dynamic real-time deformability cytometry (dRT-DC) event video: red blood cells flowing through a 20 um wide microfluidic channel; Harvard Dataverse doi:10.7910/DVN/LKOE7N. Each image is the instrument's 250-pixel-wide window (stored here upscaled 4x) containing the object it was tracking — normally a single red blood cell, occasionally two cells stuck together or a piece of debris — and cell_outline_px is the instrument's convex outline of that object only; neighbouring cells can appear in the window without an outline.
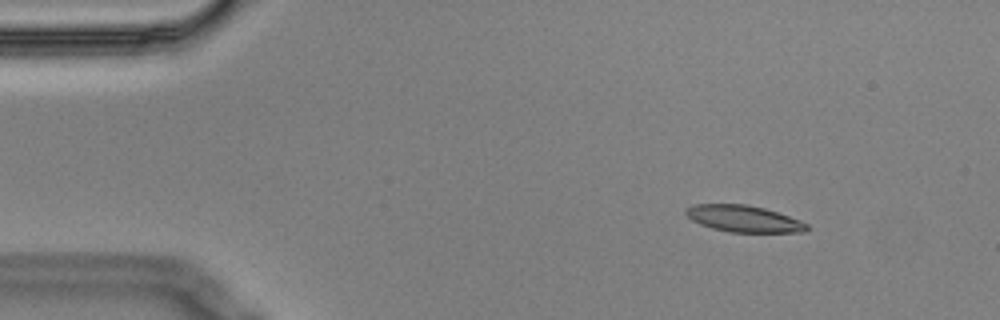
{"species": "Egyptian fruit bat (a non-hibernating species)", "species_latin": "Rousettus aegyptiacus", "temperature_condition": "cold", "stored_images_in_passage": 7, "camera_frame_rate_fps": 3000, "um_per_image_px": 0.085, "animal": {"sex": "male"}, "frame": {"image": 1, "passage_image": 2, "time_ms": 0.333, "image_size_px": [1000, 320], "cell_outline_px": [[812, 228], [804, 232], [728, 232], [712, 228], [700, 224], [692, 220], [684, 212], [684, 208], [696, 204], [748, 204], [764, 208], [800, 220], [808, 224]], "centroid_in_image_um": [63.22, 18.59], "position_along_channel_um": 21.8, "area_um2": 18.84}}
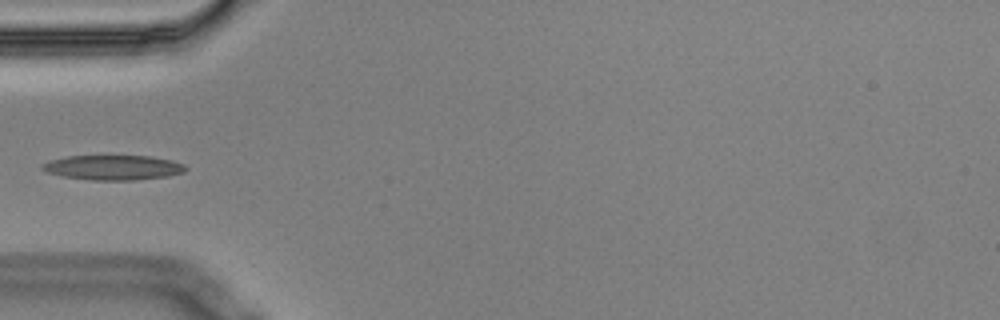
{"frame": {"image": 2, "passage_image": 5, "time_ms": 1.333, "image_size_px": [1000, 320], "cell_outline_px": [[188, 168], [184, 172], [168, 176], [136, 180], [92, 180], [64, 176], [48, 172], [40, 168], [40, 164], [52, 160], [68, 156], [148, 156], [172, 160], [184, 164]], "centroid_in_image_um": [9.65, 14.24], "position_along_channel_um": 75.3, "area_um2": 20.63}}
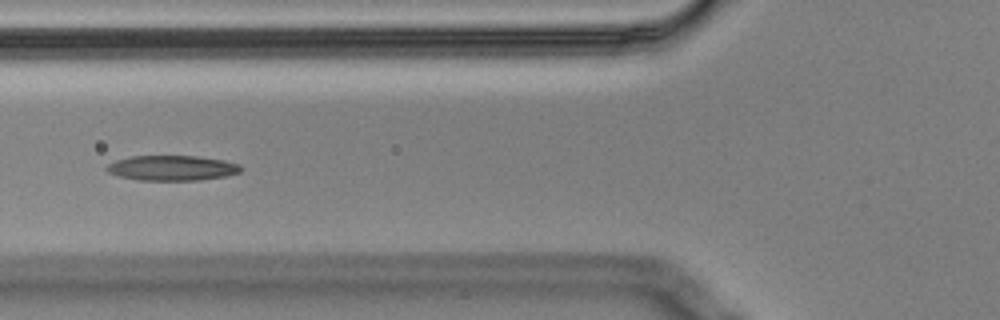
{"frame": {"image": 3, "passage_image": 6, "time_ms": 1.667, "image_size_px": [1000, 320], "cell_outline_px": [[244, 168], [240, 172], [224, 176], [200, 180], [136, 180], [116, 176], [108, 172], [104, 168], [108, 164], [116, 160], [132, 156], [196, 156], [224, 160], [240, 164]], "centroid_in_image_um": [14.61, 14.28], "position_along_channel_um": 111.2, "area_um2": 19.77}}